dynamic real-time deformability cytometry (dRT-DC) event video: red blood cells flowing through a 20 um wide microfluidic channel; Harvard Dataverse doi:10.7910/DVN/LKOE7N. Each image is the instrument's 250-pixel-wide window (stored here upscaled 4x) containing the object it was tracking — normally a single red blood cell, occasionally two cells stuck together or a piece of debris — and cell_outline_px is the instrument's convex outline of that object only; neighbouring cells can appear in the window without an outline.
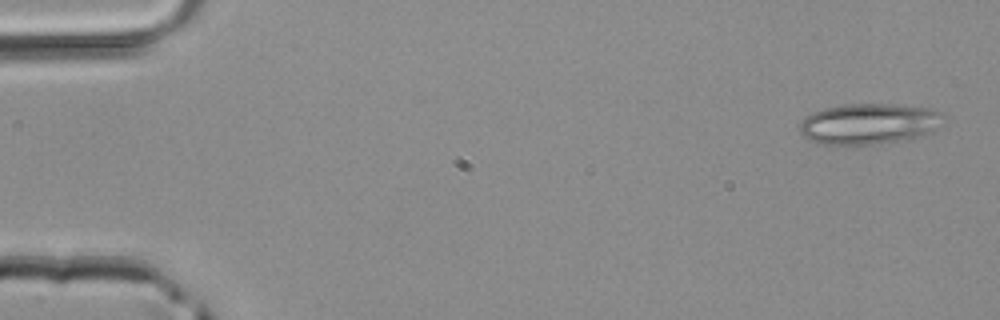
{"species": "common noctule bat (a hibernating species)", "species_latin": "Nyctalus noctula", "temperature_condition": "room temperature", "stored_images_in_passage": 3, "camera_frame_rate_fps": 3000, "um_per_image_px": 0.085, "animal": {"sex": "male", "body_mass_g": 20.4}, "frame": {"image": 1, "passage_image": 1, "time_ms": 0.0, "image_size_px": [1000, 320], "cell_outline_px": [[944, 116], [936, 128], [932, 132], [908, 140], [856, 148], [820, 144], [808, 140], [800, 132], [800, 120], [804, 116], [812, 112], [824, 108], [844, 104], [888, 104], [932, 108], [940, 112]], "centroid_in_image_um": [73.8, 10.57], "position_along_channel_um": 11.2, "area_um2": 35.37}}